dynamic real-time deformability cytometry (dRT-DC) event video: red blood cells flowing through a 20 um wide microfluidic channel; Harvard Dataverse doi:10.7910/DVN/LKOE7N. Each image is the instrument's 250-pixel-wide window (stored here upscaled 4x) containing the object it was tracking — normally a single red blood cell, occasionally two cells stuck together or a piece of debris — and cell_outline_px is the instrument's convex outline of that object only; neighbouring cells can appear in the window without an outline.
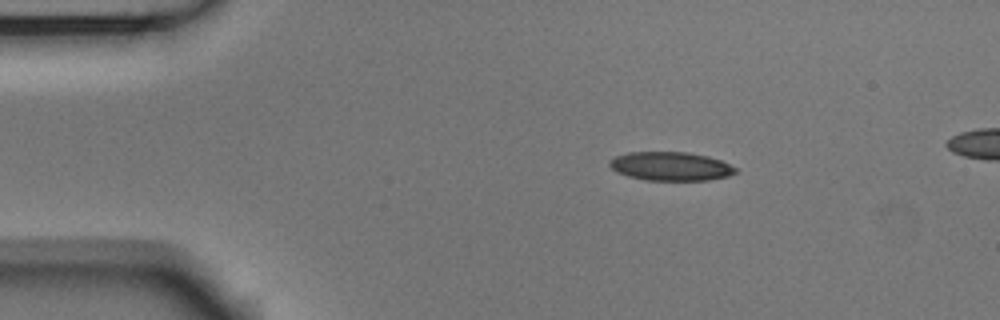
{"species": "Egyptian fruit bat (a non-hibernating species)", "species_latin": "Rousettus aegyptiacus", "temperature_condition": "room temperature", "stored_images_in_passage": 44, "camera_frame_rate_fps": 3000, "um_per_image_px": 0.085, "animal": {"sex": "male"}, "frame": {"image": 1, "passage_image": 1, "time_ms": 0.0, "image_size_px": [1000, 320], "cell_outline_px": [[740, 172], [728, 176], [708, 180], [644, 180], [628, 176], [616, 172], [608, 164], [616, 156], [628, 152], [688, 152], [708, 156], [720, 160], [736, 168]], "centroid_in_image_um": [57.03, 14.13], "position_along_channel_um": 28.0, "area_um2": 21.1}}
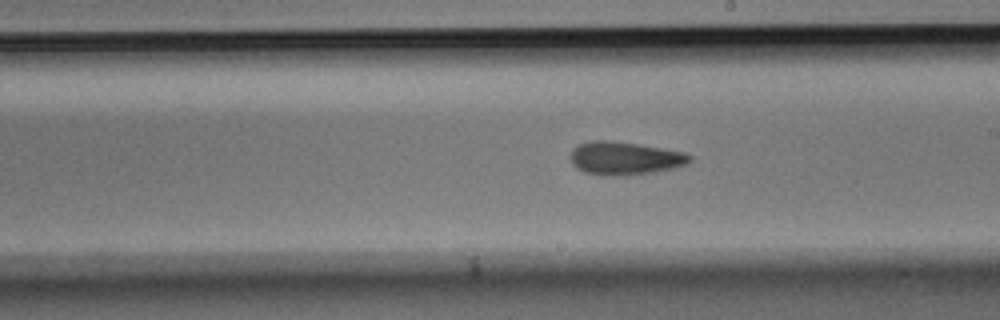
{"frame": {"image": 2, "passage_image": 22, "time_ms": 7.0, "image_size_px": [1000, 320], "cell_outline_px": [[692, 160], [688, 164], [676, 168], [652, 172], [624, 176], [600, 176], [584, 172], [576, 168], [572, 164], [568, 156], [572, 148], [580, 144], [592, 140], [608, 140], [636, 144], [684, 152], [692, 156]], "centroid_in_image_um": [53.07, 13.47], "position_along_channel_um": 235.9, "area_um2": 23.35}}
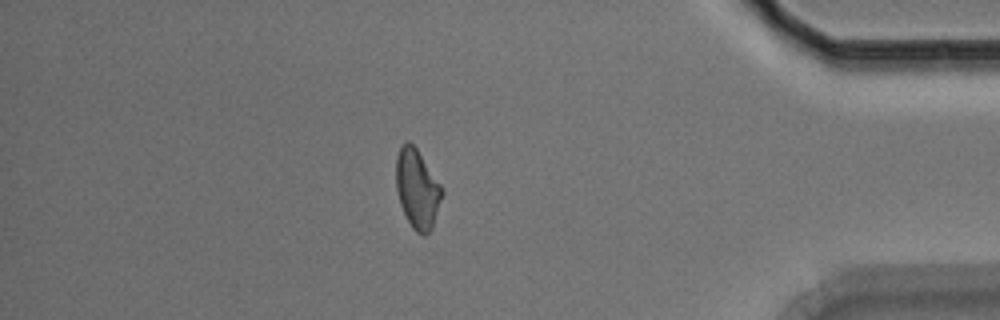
{"frame": {"image": 3, "passage_image": 38, "time_ms": 12.333, "image_size_px": [1000, 320], "cell_outline_px": [[444, 192], [432, 228], [424, 236], [420, 236], [412, 228], [400, 204], [396, 188], [396, 156], [400, 148], [408, 140], [416, 148], [444, 188]], "centroid_in_image_um": [35.48, 16.07], "position_along_channel_um": 399.7, "area_um2": 21.21}}